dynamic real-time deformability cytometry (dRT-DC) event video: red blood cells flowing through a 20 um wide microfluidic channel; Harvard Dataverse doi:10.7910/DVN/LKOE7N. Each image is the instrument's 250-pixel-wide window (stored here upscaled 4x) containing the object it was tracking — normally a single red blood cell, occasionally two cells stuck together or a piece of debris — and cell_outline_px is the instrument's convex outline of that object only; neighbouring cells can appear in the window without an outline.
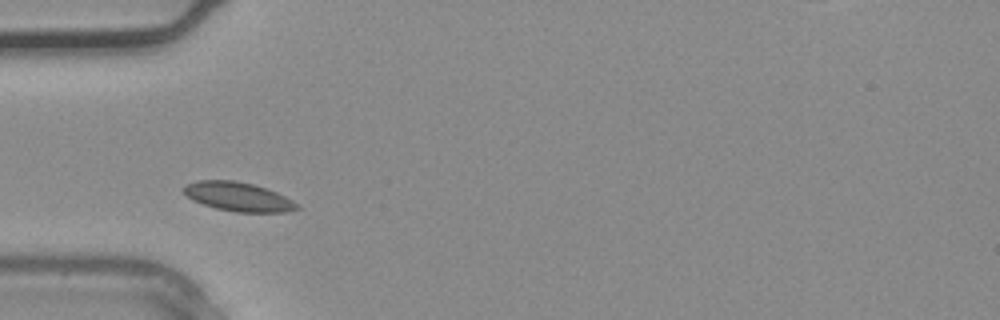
{"species": "common noctule bat (a hibernating species)", "species_latin": "Nyctalus noctula", "temperature_condition": "warm", "stored_images_in_passage": 32, "camera_frame_rate_fps": 3000, "um_per_image_px": 0.085, "animal": {"sex": "male", "body_mass_g": 20.4}, "frame": {"image": 1, "passage_image": 5, "time_ms": 1.333, "image_size_px": [1000, 320], "cell_outline_px": [[300, 208], [284, 212], [236, 212], [216, 208], [192, 200], [180, 188], [184, 184], [196, 180], [236, 180], [268, 188], [300, 204]], "centroid_in_image_um": [20.23, 16.7], "position_along_channel_um": 64.8, "area_um2": 19.31}}